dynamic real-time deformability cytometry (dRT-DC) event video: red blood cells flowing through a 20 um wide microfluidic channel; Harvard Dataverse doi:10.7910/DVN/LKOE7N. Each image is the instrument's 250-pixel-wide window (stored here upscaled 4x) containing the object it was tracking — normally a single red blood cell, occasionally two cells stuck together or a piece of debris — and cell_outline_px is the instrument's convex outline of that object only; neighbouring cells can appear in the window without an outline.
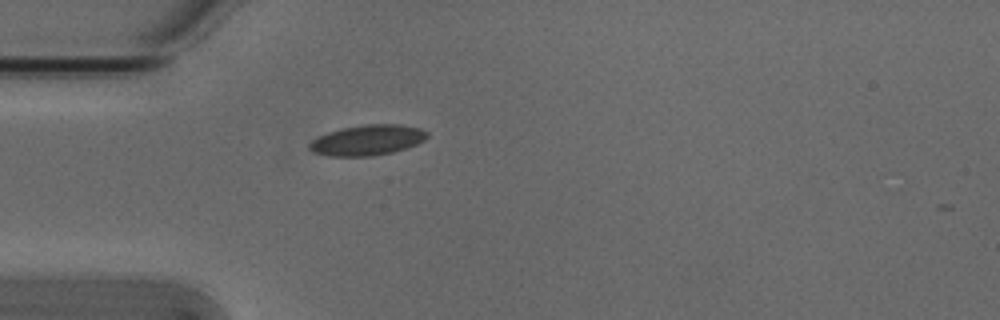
{"species": "Egyptian fruit bat (a non-hibernating species)", "species_latin": "Rousettus aegyptiacus", "temperature_condition": "cold", "stored_images_in_passage": 1, "camera_frame_rate_fps": 3000, "um_per_image_px": 0.085, "animal": {"sex": "male"}, "frame": {"image": 1, "passage_image": 1, "time_ms": 0.0, "image_size_px": [1000, 320], "cell_outline_px": [[428, 136], [424, 140], [416, 144], [392, 152], [372, 156], [328, 156], [312, 152], [308, 148], [308, 144], [316, 136], [340, 128], [364, 124], [400, 124], [420, 128], [428, 132]], "centroid_in_image_um": [31.18, 11.9], "position_along_channel_um": 53.8, "area_um2": 21.04}}